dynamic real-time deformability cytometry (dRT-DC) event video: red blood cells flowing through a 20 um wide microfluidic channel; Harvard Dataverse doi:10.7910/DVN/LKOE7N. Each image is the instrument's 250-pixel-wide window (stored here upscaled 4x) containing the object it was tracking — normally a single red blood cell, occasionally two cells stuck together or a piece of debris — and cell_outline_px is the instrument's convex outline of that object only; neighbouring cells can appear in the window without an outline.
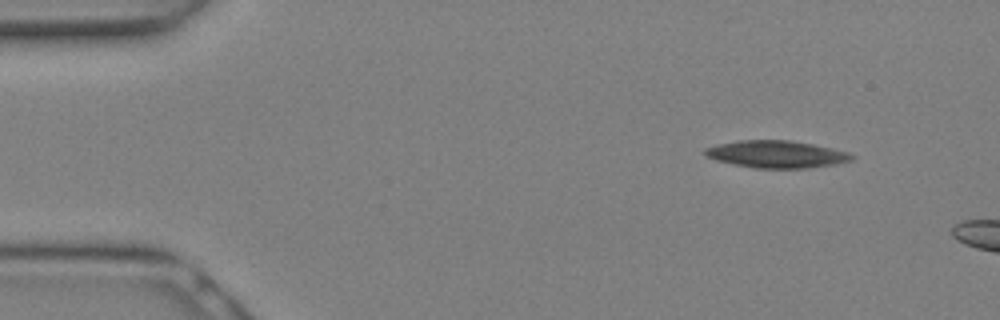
{"species": "Egyptian fruit bat (a non-hibernating species)", "species_latin": "Rousettus aegyptiacus", "temperature_condition": "warm", "stored_images_in_passage": 4, "camera_frame_rate_fps": 3000, "um_per_image_px": 0.085, "animal": {"sex": "female"}, "frame": {"image": 1, "passage_image": 1, "time_ms": 0.0, "image_size_px": [1000, 320], "cell_outline_px": [[856, 156], [852, 160], [836, 164], [808, 168], [756, 168], [716, 160], [704, 156], [704, 148], [716, 144], [736, 140], [792, 140], [832, 148], [848, 152]], "centroid_in_image_um": [65.99, 13.1], "position_along_channel_um": 19.0, "area_um2": 23.41}}